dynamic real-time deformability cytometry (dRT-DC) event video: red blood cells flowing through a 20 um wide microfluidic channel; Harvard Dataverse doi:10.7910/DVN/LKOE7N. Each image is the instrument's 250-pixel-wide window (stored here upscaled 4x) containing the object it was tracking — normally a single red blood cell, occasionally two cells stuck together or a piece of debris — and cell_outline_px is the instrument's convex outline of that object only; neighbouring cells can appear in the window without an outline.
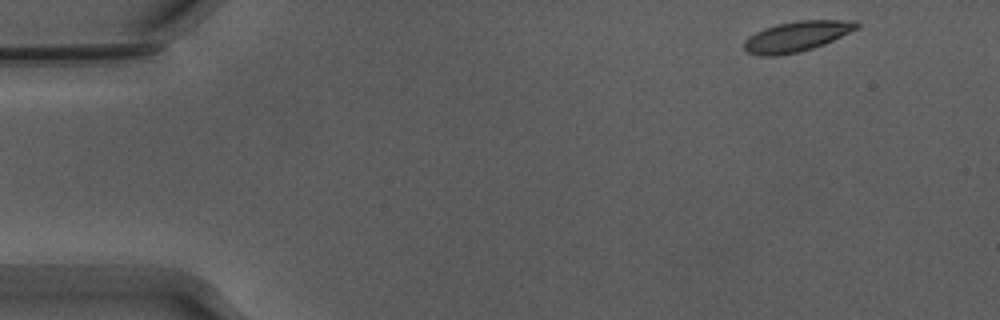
{"species": "Egyptian fruit bat (a non-hibernating species)", "species_latin": "Rousettus aegyptiacus", "temperature_condition": "warm", "stored_images_in_passage": 50, "camera_frame_rate_fps": 3000, "um_per_image_px": 0.085, "animal": {"sex": "male"}, "frame": {"image": 1, "passage_image": 1, "time_ms": 0.0, "image_size_px": [1000, 320], "cell_outline_px": [[860, 28], [824, 44], [800, 52], [776, 56], [760, 56], [748, 52], [744, 48], [744, 40], [748, 36], [764, 28], [776, 24], [796, 20], [856, 20], [860, 24]], "centroid_in_image_um": [67.74, 3.08], "position_along_channel_um": 17.3, "area_um2": 20.11}}
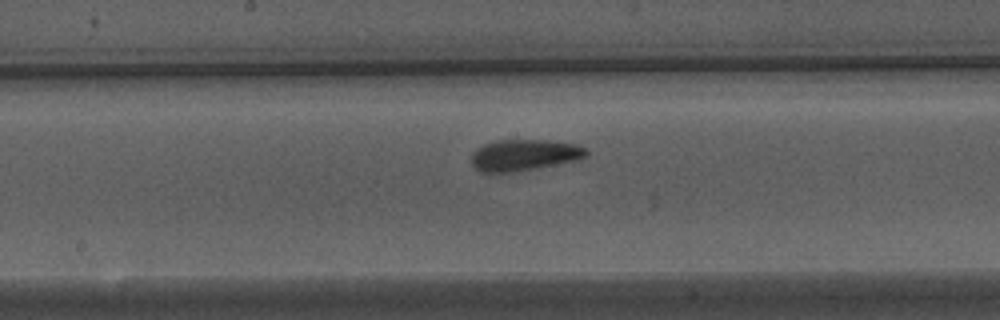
{"frame": {"image": 2, "passage_image": 24, "time_ms": 7.667, "image_size_px": [1000, 320], "cell_outline_px": [[588, 156], [572, 160], [536, 168], [512, 172], [480, 172], [472, 164], [472, 152], [476, 148], [484, 144], [496, 140], [548, 140], [580, 144], [588, 152]], "centroid_in_image_um": [44.53, 13.16], "position_along_channel_um": 203.7, "area_um2": 20.81}}
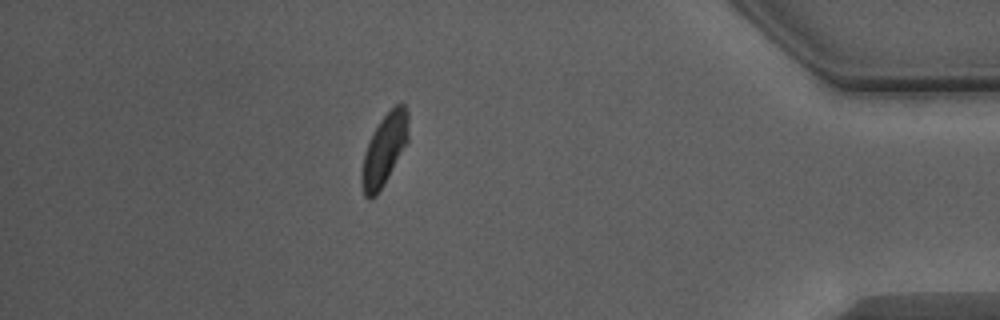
{"frame": {"image": 3, "passage_image": 43, "time_ms": 14.0, "image_size_px": [1000, 320], "cell_outline_px": [[408, 140], [384, 184], [376, 196], [372, 200], [368, 200], [364, 196], [360, 184], [360, 172], [364, 152], [380, 120], [396, 104], [404, 104], [408, 112]], "centroid_in_image_um": [32.63, 12.79], "position_along_channel_um": 402.6, "area_um2": 19.31}, "authors_computed_cell_mechanics": {"area_um2": 20.1722, "velocity_mm_per_s": 3.8564, "shape_relaxation_time_tau1_ms": 3.2851, "shape_relaxation_time_tau2_ms": 1.8514, "deformation_change_tau1": 0.1254, "deformation_change_tau2": 0.083}}